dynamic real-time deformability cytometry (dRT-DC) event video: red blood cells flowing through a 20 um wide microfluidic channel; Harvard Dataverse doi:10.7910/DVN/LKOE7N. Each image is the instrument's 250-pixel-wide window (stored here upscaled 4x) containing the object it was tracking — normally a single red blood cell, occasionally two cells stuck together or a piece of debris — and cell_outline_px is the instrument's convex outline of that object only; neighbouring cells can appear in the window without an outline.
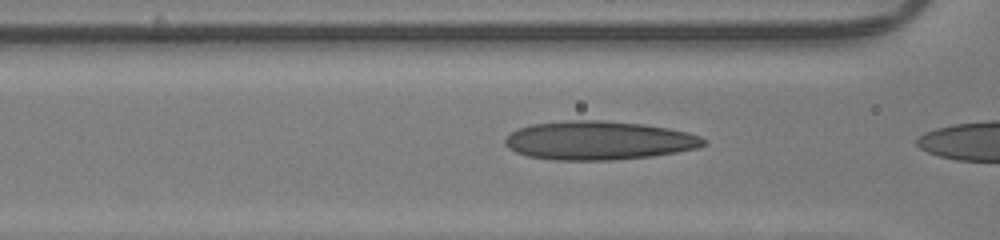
{"species": "human", "species_latin": "Homo sapiens", "temperature_condition": "room temperature", "stored_images_in_passage": 13, "camera_frame_rate_fps": 3000, "um_per_image_px": 0.085, "donor": {"sex": "male"}, "frame": {"image": 1, "passage_image": 3, "time_ms": 0.667, "image_size_px": [1000, 240], "cell_outline_px": [[708, 140], [704, 144], [696, 148], [676, 152], [648, 156], [612, 160], [556, 160], [528, 156], [516, 152], [508, 148], [504, 144], [504, 140], [512, 132], [520, 128], [532, 124], [568, 120], [600, 120], [644, 124], [668, 128], [688, 132], [700, 136]], "centroid_in_image_um": [50.88, 11.93], "position_along_channel_um": 115.7, "area_um2": 44.62}}
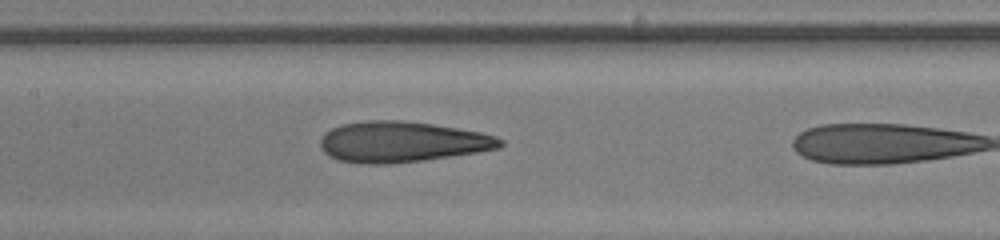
{"frame": {"image": 2, "passage_image": 7, "time_ms": 2.0, "image_size_px": [1000, 240], "cell_outline_px": [[504, 144], [500, 148], [452, 156], [424, 160], [388, 164], [356, 164], [340, 160], [328, 156], [320, 148], [320, 140], [324, 132], [340, 124], [368, 120], [404, 120], [432, 124], [480, 132], [496, 136], [504, 140]], "centroid_in_image_um": [34.13, 12.06], "position_along_channel_um": 173.3, "area_um2": 43.0}}
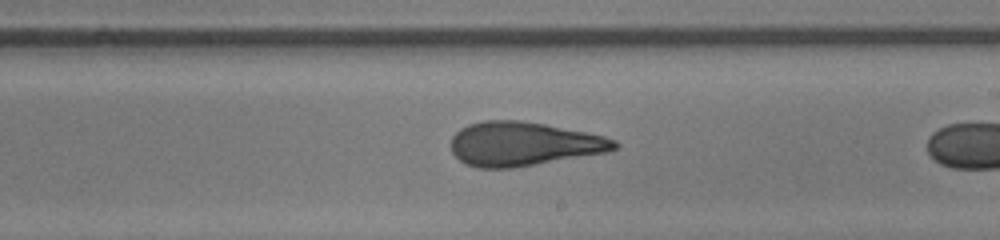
{"frame": {"image": 3, "passage_image": 12, "time_ms": 3.667, "image_size_px": [1000, 240], "cell_outline_px": [[620, 144], [616, 148], [608, 152], [512, 168], [480, 168], [468, 164], [460, 160], [452, 152], [452, 136], [460, 128], [468, 124], [484, 120], [520, 120], [544, 124], [604, 136], [616, 140]], "centroid_in_image_um": [44.49, 12.23], "position_along_channel_um": 244.5, "area_um2": 41.67}}